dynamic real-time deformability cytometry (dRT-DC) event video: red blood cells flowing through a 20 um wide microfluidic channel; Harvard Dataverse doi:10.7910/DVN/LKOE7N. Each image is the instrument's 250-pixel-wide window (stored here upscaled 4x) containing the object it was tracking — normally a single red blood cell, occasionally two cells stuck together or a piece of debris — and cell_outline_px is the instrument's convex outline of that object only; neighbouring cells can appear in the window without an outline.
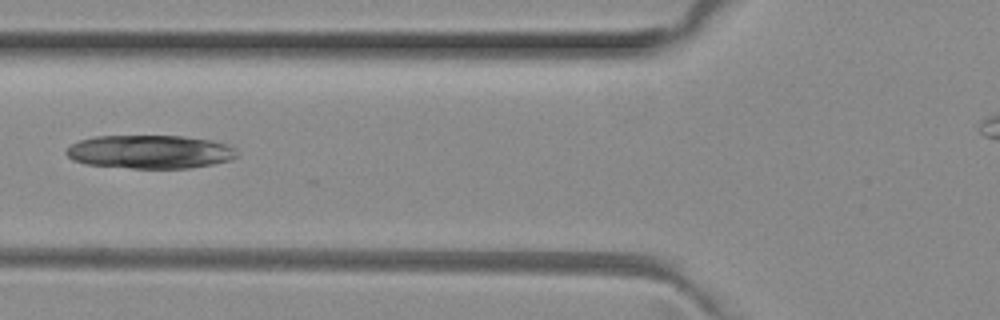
{"species": "common noctule bat (a hibernating species)", "species_latin": "Nyctalus noctula", "temperature_condition": "room temperature", "stored_images_in_passage": 7, "camera_frame_rate_fps": 3000, "um_per_image_px": 0.085, "animal": {"sex": "female", "body_mass_g": 29.2, "forearm_length_mm": 56.3}, "frame": {"image": 1, "passage_image": 5, "time_ms": 1.333, "image_size_px": [1000, 320], "cell_outline_px": [[240, 152], [236, 156], [228, 160], [212, 164], [188, 168], [132, 168], [88, 164], [72, 160], [64, 152], [72, 144], [80, 140], [96, 136], [184, 136], [208, 140], [228, 144], [236, 148]], "centroid_in_image_um": [12.76, 12.9], "position_along_channel_um": 113.0, "area_um2": 33.18}}
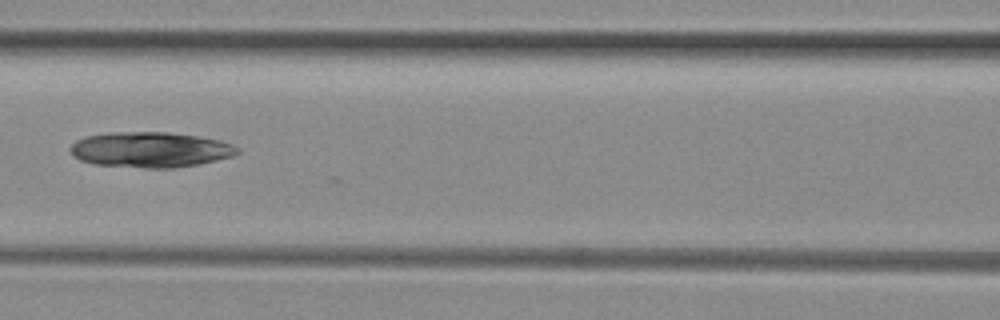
{"frame": {"image": 2, "passage_image": 6, "time_ms": 1.667, "image_size_px": [1000, 320], "cell_outline_px": [[240, 152], [232, 156], [216, 160], [176, 168], [144, 168], [92, 164], [80, 160], [72, 152], [72, 144], [76, 140], [84, 136], [108, 132], [168, 132], [196, 136], [220, 140], [232, 144], [240, 148]], "centroid_in_image_um": [12.79, 12.72], "position_along_channel_um": 153.8, "area_um2": 34.51}}